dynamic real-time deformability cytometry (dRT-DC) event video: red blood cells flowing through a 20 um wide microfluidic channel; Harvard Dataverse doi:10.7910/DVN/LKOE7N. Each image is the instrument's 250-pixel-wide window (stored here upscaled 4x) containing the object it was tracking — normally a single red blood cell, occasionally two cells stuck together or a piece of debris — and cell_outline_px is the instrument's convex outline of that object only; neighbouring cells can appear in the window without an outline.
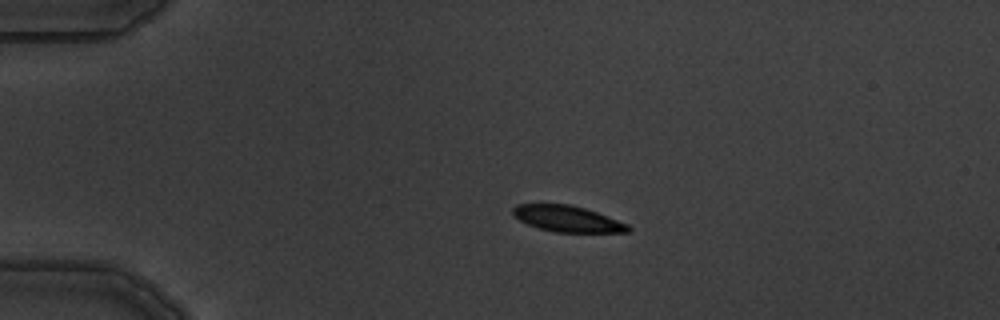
{"species": "common noctule bat (a hibernating species)", "species_latin": "Nyctalus noctula", "temperature_condition": "warm", "stored_images_in_passage": 4, "camera_frame_rate_fps": 3000, "um_per_image_px": 0.085, "animal": {"sex": "male", "body_mass_g": 19.5, "forearm_length_mm": 54.6}, "frame": {"image": 1, "passage_image": 3, "time_ms": 3.333, "image_size_px": [1000, 320], "cell_outline_px": [[632, 228], [628, 232], [556, 232], [540, 228], [528, 224], [520, 220], [512, 212], [512, 208], [516, 204], [572, 204], [596, 212], [628, 224]], "centroid_in_image_um": [48.23, 18.59], "position_along_channel_um": 36.8, "area_um2": 17.34}}